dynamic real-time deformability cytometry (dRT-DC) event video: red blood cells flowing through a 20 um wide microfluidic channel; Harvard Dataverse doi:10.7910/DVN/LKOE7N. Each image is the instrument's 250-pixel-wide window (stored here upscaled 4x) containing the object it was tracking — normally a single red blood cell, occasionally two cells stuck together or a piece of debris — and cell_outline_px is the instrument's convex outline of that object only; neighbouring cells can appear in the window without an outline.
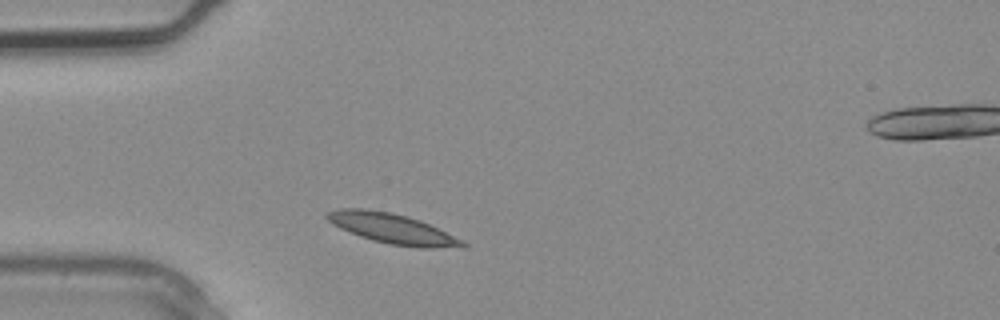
{"species": "common noctule bat (a hibernating species)", "species_latin": "Nyctalus noctula", "temperature_condition": "warm", "stored_images_in_passage": 2, "camera_frame_rate_fps": 3000, "um_per_image_px": 0.085, "animal": {"sex": "male", "body_mass_g": 20.4}, "frame": {"image": 1, "passage_image": 1, "time_ms": 0.0, "image_size_px": [1000, 320], "cell_outline_px": [[468, 244], [464, 248], [420, 248], [388, 244], [372, 240], [360, 236], [340, 228], [332, 224], [324, 216], [324, 212], [340, 208], [364, 208], [392, 212], [408, 216], [420, 220], [464, 240]], "centroid_in_image_um": [33.36, 19.43], "position_along_channel_um": 51.6, "area_um2": 24.16}}